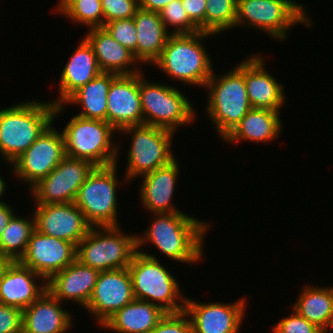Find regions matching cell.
I'll return each mask as SVG.
<instances>
[{"label": "cell", "mask_w": 333, "mask_h": 333, "mask_svg": "<svg viewBox=\"0 0 333 333\" xmlns=\"http://www.w3.org/2000/svg\"><path fill=\"white\" fill-rule=\"evenodd\" d=\"M153 216L147 230L141 236L137 234V250L148 241L175 262L194 264L201 261L204 238L211 223L184 212L153 213Z\"/></svg>", "instance_id": "obj_1"}, {"label": "cell", "mask_w": 333, "mask_h": 333, "mask_svg": "<svg viewBox=\"0 0 333 333\" xmlns=\"http://www.w3.org/2000/svg\"><path fill=\"white\" fill-rule=\"evenodd\" d=\"M64 107L35 99L0 109V155L5 163L12 166Z\"/></svg>", "instance_id": "obj_2"}, {"label": "cell", "mask_w": 333, "mask_h": 333, "mask_svg": "<svg viewBox=\"0 0 333 333\" xmlns=\"http://www.w3.org/2000/svg\"><path fill=\"white\" fill-rule=\"evenodd\" d=\"M209 36L212 37L213 34L202 31L193 34H171L160 57L152 65L176 81L204 88L215 71L211 56L203 44V40Z\"/></svg>", "instance_id": "obj_3"}, {"label": "cell", "mask_w": 333, "mask_h": 333, "mask_svg": "<svg viewBox=\"0 0 333 333\" xmlns=\"http://www.w3.org/2000/svg\"><path fill=\"white\" fill-rule=\"evenodd\" d=\"M242 61L223 75L213 71L204 86L209 98L205 109L221 140L252 108L245 85V61Z\"/></svg>", "instance_id": "obj_4"}, {"label": "cell", "mask_w": 333, "mask_h": 333, "mask_svg": "<svg viewBox=\"0 0 333 333\" xmlns=\"http://www.w3.org/2000/svg\"><path fill=\"white\" fill-rule=\"evenodd\" d=\"M128 270L136 300L157 305L166 313L185 310L186 297L177 279L154 255L137 250Z\"/></svg>", "instance_id": "obj_5"}, {"label": "cell", "mask_w": 333, "mask_h": 333, "mask_svg": "<svg viewBox=\"0 0 333 333\" xmlns=\"http://www.w3.org/2000/svg\"><path fill=\"white\" fill-rule=\"evenodd\" d=\"M302 3L295 0H237L235 26L264 31L277 41H286L289 29L297 24L312 27ZM306 11V12H305Z\"/></svg>", "instance_id": "obj_6"}, {"label": "cell", "mask_w": 333, "mask_h": 333, "mask_svg": "<svg viewBox=\"0 0 333 333\" xmlns=\"http://www.w3.org/2000/svg\"><path fill=\"white\" fill-rule=\"evenodd\" d=\"M137 252V235L120 226L91 227L76 246V259L100 271L128 268Z\"/></svg>", "instance_id": "obj_7"}, {"label": "cell", "mask_w": 333, "mask_h": 333, "mask_svg": "<svg viewBox=\"0 0 333 333\" xmlns=\"http://www.w3.org/2000/svg\"><path fill=\"white\" fill-rule=\"evenodd\" d=\"M65 139V154L90 161L94 166L117 163L119 143L113 141L118 133L108 122L73 116L61 130Z\"/></svg>", "instance_id": "obj_8"}, {"label": "cell", "mask_w": 333, "mask_h": 333, "mask_svg": "<svg viewBox=\"0 0 333 333\" xmlns=\"http://www.w3.org/2000/svg\"><path fill=\"white\" fill-rule=\"evenodd\" d=\"M139 72V93L145 125L177 133L178 127L195 122V108L190 100L173 86L147 81Z\"/></svg>", "instance_id": "obj_9"}, {"label": "cell", "mask_w": 333, "mask_h": 333, "mask_svg": "<svg viewBox=\"0 0 333 333\" xmlns=\"http://www.w3.org/2000/svg\"><path fill=\"white\" fill-rule=\"evenodd\" d=\"M118 133L131 135V146L127 154L125 181L144 176L170 164L176 158L171 150L173 131L152 126H127Z\"/></svg>", "instance_id": "obj_10"}, {"label": "cell", "mask_w": 333, "mask_h": 333, "mask_svg": "<svg viewBox=\"0 0 333 333\" xmlns=\"http://www.w3.org/2000/svg\"><path fill=\"white\" fill-rule=\"evenodd\" d=\"M118 162L95 166L79 188L74 201L92 227L120 226L117 202Z\"/></svg>", "instance_id": "obj_11"}, {"label": "cell", "mask_w": 333, "mask_h": 333, "mask_svg": "<svg viewBox=\"0 0 333 333\" xmlns=\"http://www.w3.org/2000/svg\"><path fill=\"white\" fill-rule=\"evenodd\" d=\"M95 166L87 160L65 156L59 165L29 190L35 204L75 201L79 188Z\"/></svg>", "instance_id": "obj_12"}, {"label": "cell", "mask_w": 333, "mask_h": 333, "mask_svg": "<svg viewBox=\"0 0 333 333\" xmlns=\"http://www.w3.org/2000/svg\"><path fill=\"white\" fill-rule=\"evenodd\" d=\"M52 122L36 141L12 163L13 175L28 183L29 189L46 177L66 156L65 139Z\"/></svg>", "instance_id": "obj_13"}, {"label": "cell", "mask_w": 333, "mask_h": 333, "mask_svg": "<svg viewBox=\"0 0 333 333\" xmlns=\"http://www.w3.org/2000/svg\"><path fill=\"white\" fill-rule=\"evenodd\" d=\"M134 299L128 268L100 271L85 309L97 320L96 324L102 326L116 311Z\"/></svg>", "instance_id": "obj_14"}, {"label": "cell", "mask_w": 333, "mask_h": 333, "mask_svg": "<svg viewBox=\"0 0 333 333\" xmlns=\"http://www.w3.org/2000/svg\"><path fill=\"white\" fill-rule=\"evenodd\" d=\"M76 260V246L66 240L42 234L34 229L25 254L19 262L48 281Z\"/></svg>", "instance_id": "obj_15"}, {"label": "cell", "mask_w": 333, "mask_h": 333, "mask_svg": "<svg viewBox=\"0 0 333 333\" xmlns=\"http://www.w3.org/2000/svg\"><path fill=\"white\" fill-rule=\"evenodd\" d=\"M34 209L35 229L42 234L66 240L75 246L92 227L83 212L72 203L36 204Z\"/></svg>", "instance_id": "obj_16"}, {"label": "cell", "mask_w": 333, "mask_h": 333, "mask_svg": "<svg viewBox=\"0 0 333 333\" xmlns=\"http://www.w3.org/2000/svg\"><path fill=\"white\" fill-rule=\"evenodd\" d=\"M246 298L233 303H202L186 296L185 312L189 315L193 333H239L247 311Z\"/></svg>", "instance_id": "obj_17"}, {"label": "cell", "mask_w": 333, "mask_h": 333, "mask_svg": "<svg viewBox=\"0 0 333 333\" xmlns=\"http://www.w3.org/2000/svg\"><path fill=\"white\" fill-rule=\"evenodd\" d=\"M107 122L119 132L127 126L143 125L139 73L118 75L107 95Z\"/></svg>", "instance_id": "obj_18"}, {"label": "cell", "mask_w": 333, "mask_h": 333, "mask_svg": "<svg viewBox=\"0 0 333 333\" xmlns=\"http://www.w3.org/2000/svg\"><path fill=\"white\" fill-rule=\"evenodd\" d=\"M244 60L245 85L252 108L280 111L286 94L283 85L266 70L265 57L251 54Z\"/></svg>", "instance_id": "obj_19"}, {"label": "cell", "mask_w": 333, "mask_h": 333, "mask_svg": "<svg viewBox=\"0 0 333 333\" xmlns=\"http://www.w3.org/2000/svg\"><path fill=\"white\" fill-rule=\"evenodd\" d=\"M36 280L45 282L40 281L39 285ZM46 289L47 281L41 275L19 261H11L0 280V304L13 306L23 311Z\"/></svg>", "instance_id": "obj_20"}, {"label": "cell", "mask_w": 333, "mask_h": 333, "mask_svg": "<svg viewBox=\"0 0 333 333\" xmlns=\"http://www.w3.org/2000/svg\"><path fill=\"white\" fill-rule=\"evenodd\" d=\"M98 276L97 269L83 265L76 259L47 281V290L62 302V305L63 300H68L86 308Z\"/></svg>", "instance_id": "obj_21"}, {"label": "cell", "mask_w": 333, "mask_h": 333, "mask_svg": "<svg viewBox=\"0 0 333 333\" xmlns=\"http://www.w3.org/2000/svg\"><path fill=\"white\" fill-rule=\"evenodd\" d=\"M47 289L22 311V333H65L71 330V312L64 310ZM72 317V318H71Z\"/></svg>", "instance_id": "obj_22"}, {"label": "cell", "mask_w": 333, "mask_h": 333, "mask_svg": "<svg viewBox=\"0 0 333 333\" xmlns=\"http://www.w3.org/2000/svg\"><path fill=\"white\" fill-rule=\"evenodd\" d=\"M178 163L175 159L170 164L142 176L139 199L142 206L151 213L183 212L176 208L172 200L181 172Z\"/></svg>", "instance_id": "obj_23"}, {"label": "cell", "mask_w": 333, "mask_h": 333, "mask_svg": "<svg viewBox=\"0 0 333 333\" xmlns=\"http://www.w3.org/2000/svg\"><path fill=\"white\" fill-rule=\"evenodd\" d=\"M92 46L102 72L116 75H133L142 72L138 60L126 47L115 40L104 27L89 28L84 36ZM136 66V68H134ZM133 66V67H132Z\"/></svg>", "instance_id": "obj_24"}, {"label": "cell", "mask_w": 333, "mask_h": 333, "mask_svg": "<svg viewBox=\"0 0 333 333\" xmlns=\"http://www.w3.org/2000/svg\"><path fill=\"white\" fill-rule=\"evenodd\" d=\"M66 62L58 81V98L51 101L55 106L63 104L75 91L102 72L92 46L85 38H82L79 46Z\"/></svg>", "instance_id": "obj_25"}, {"label": "cell", "mask_w": 333, "mask_h": 333, "mask_svg": "<svg viewBox=\"0 0 333 333\" xmlns=\"http://www.w3.org/2000/svg\"><path fill=\"white\" fill-rule=\"evenodd\" d=\"M281 111L251 108L235 128L223 139L227 144L242 141L269 143L279 138Z\"/></svg>", "instance_id": "obj_26"}, {"label": "cell", "mask_w": 333, "mask_h": 333, "mask_svg": "<svg viewBox=\"0 0 333 333\" xmlns=\"http://www.w3.org/2000/svg\"><path fill=\"white\" fill-rule=\"evenodd\" d=\"M133 20L137 31V60L140 65L153 64L160 57L171 34L158 12L138 8Z\"/></svg>", "instance_id": "obj_27"}, {"label": "cell", "mask_w": 333, "mask_h": 333, "mask_svg": "<svg viewBox=\"0 0 333 333\" xmlns=\"http://www.w3.org/2000/svg\"><path fill=\"white\" fill-rule=\"evenodd\" d=\"M165 314L157 305L134 299L116 311L101 327L118 333H149Z\"/></svg>", "instance_id": "obj_28"}, {"label": "cell", "mask_w": 333, "mask_h": 333, "mask_svg": "<svg viewBox=\"0 0 333 333\" xmlns=\"http://www.w3.org/2000/svg\"><path fill=\"white\" fill-rule=\"evenodd\" d=\"M303 286L292 308L324 333L333 330V287ZM330 328V329H329Z\"/></svg>", "instance_id": "obj_29"}, {"label": "cell", "mask_w": 333, "mask_h": 333, "mask_svg": "<svg viewBox=\"0 0 333 333\" xmlns=\"http://www.w3.org/2000/svg\"><path fill=\"white\" fill-rule=\"evenodd\" d=\"M118 75L101 72L93 80L75 91L63 105H80L82 111L76 115L85 119L107 122V95L111 82Z\"/></svg>", "instance_id": "obj_30"}, {"label": "cell", "mask_w": 333, "mask_h": 333, "mask_svg": "<svg viewBox=\"0 0 333 333\" xmlns=\"http://www.w3.org/2000/svg\"><path fill=\"white\" fill-rule=\"evenodd\" d=\"M14 214L0 238V254L11 261H19L25 254L30 236L35 229V218H19Z\"/></svg>", "instance_id": "obj_31"}, {"label": "cell", "mask_w": 333, "mask_h": 333, "mask_svg": "<svg viewBox=\"0 0 333 333\" xmlns=\"http://www.w3.org/2000/svg\"><path fill=\"white\" fill-rule=\"evenodd\" d=\"M236 8L237 0H206L205 33L217 35L237 28Z\"/></svg>", "instance_id": "obj_32"}, {"label": "cell", "mask_w": 333, "mask_h": 333, "mask_svg": "<svg viewBox=\"0 0 333 333\" xmlns=\"http://www.w3.org/2000/svg\"><path fill=\"white\" fill-rule=\"evenodd\" d=\"M62 14L72 22L89 28L104 26L101 0H75Z\"/></svg>", "instance_id": "obj_33"}, {"label": "cell", "mask_w": 333, "mask_h": 333, "mask_svg": "<svg viewBox=\"0 0 333 333\" xmlns=\"http://www.w3.org/2000/svg\"><path fill=\"white\" fill-rule=\"evenodd\" d=\"M159 14L167 31L173 26V30L169 31L170 34H193L200 31L190 21L186 10L183 8L181 0L170 2L159 12Z\"/></svg>", "instance_id": "obj_34"}, {"label": "cell", "mask_w": 333, "mask_h": 333, "mask_svg": "<svg viewBox=\"0 0 333 333\" xmlns=\"http://www.w3.org/2000/svg\"><path fill=\"white\" fill-rule=\"evenodd\" d=\"M103 27L137 59V31L133 18L107 22Z\"/></svg>", "instance_id": "obj_35"}, {"label": "cell", "mask_w": 333, "mask_h": 333, "mask_svg": "<svg viewBox=\"0 0 333 333\" xmlns=\"http://www.w3.org/2000/svg\"><path fill=\"white\" fill-rule=\"evenodd\" d=\"M104 24L107 22L130 19L139 8L138 0H101Z\"/></svg>", "instance_id": "obj_36"}, {"label": "cell", "mask_w": 333, "mask_h": 333, "mask_svg": "<svg viewBox=\"0 0 333 333\" xmlns=\"http://www.w3.org/2000/svg\"><path fill=\"white\" fill-rule=\"evenodd\" d=\"M273 333H324L320 328L300 316L293 308L290 315L275 323Z\"/></svg>", "instance_id": "obj_37"}, {"label": "cell", "mask_w": 333, "mask_h": 333, "mask_svg": "<svg viewBox=\"0 0 333 333\" xmlns=\"http://www.w3.org/2000/svg\"><path fill=\"white\" fill-rule=\"evenodd\" d=\"M149 333H193V326L185 311L166 313Z\"/></svg>", "instance_id": "obj_38"}, {"label": "cell", "mask_w": 333, "mask_h": 333, "mask_svg": "<svg viewBox=\"0 0 333 333\" xmlns=\"http://www.w3.org/2000/svg\"><path fill=\"white\" fill-rule=\"evenodd\" d=\"M22 332V310L0 304V333Z\"/></svg>", "instance_id": "obj_39"}, {"label": "cell", "mask_w": 333, "mask_h": 333, "mask_svg": "<svg viewBox=\"0 0 333 333\" xmlns=\"http://www.w3.org/2000/svg\"><path fill=\"white\" fill-rule=\"evenodd\" d=\"M190 21L202 32H205L206 0H181Z\"/></svg>", "instance_id": "obj_40"}, {"label": "cell", "mask_w": 333, "mask_h": 333, "mask_svg": "<svg viewBox=\"0 0 333 333\" xmlns=\"http://www.w3.org/2000/svg\"><path fill=\"white\" fill-rule=\"evenodd\" d=\"M139 8L152 11V12H160L166 5L174 0H138Z\"/></svg>", "instance_id": "obj_41"}, {"label": "cell", "mask_w": 333, "mask_h": 333, "mask_svg": "<svg viewBox=\"0 0 333 333\" xmlns=\"http://www.w3.org/2000/svg\"><path fill=\"white\" fill-rule=\"evenodd\" d=\"M14 215V211L8 203L3 202L0 203V238L2 235V232L6 228L9 220L12 218Z\"/></svg>", "instance_id": "obj_42"}, {"label": "cell", "mask_w": 333, "mask_h": 333, "mask_svg": "<svg viewBox=\"0 0 333 333\" xmlns=\"http://www.w3.org/2000/svg\"><path fill=\"white\" fill-rule=\"evenodd\" d=\"M75 0H59L58 5H56V9L58 13H62L74 2Z\"/></svg>", "instance_id": "obj_43"}, {"label": "cell", "mask_w": 333, "mask_h": 333, "mask_svg": "<svg viewBox=\"0 0 333 333\" xmlns=\"http://www.w3.org/2000/svg\"><path fill=\"white\" fill-rule=\"evenodd\" d=\"M10 262L11 260L9 258L0 254V280L3 272L5 271L6 267L9 265Z\"/></svg>", "instance_id": "obj_44"}, {"label": "cell", "mask_w": 333, "mask_h": 333, "mask_svg": "<svg viewBox=\"0 0 333 333\" xmlns=\"http://www.w3.org/2000/svg\"><path fill=\"white\" fill-rule=\"evenodd\" d=\"M5 179L3 180V177L0 175V198L2 197V195H5V189L7 188V185L5 183ZM0 203H3L2 200H0Z\"/></svg>", "instance_id": "obj_45"}]
</instances>
